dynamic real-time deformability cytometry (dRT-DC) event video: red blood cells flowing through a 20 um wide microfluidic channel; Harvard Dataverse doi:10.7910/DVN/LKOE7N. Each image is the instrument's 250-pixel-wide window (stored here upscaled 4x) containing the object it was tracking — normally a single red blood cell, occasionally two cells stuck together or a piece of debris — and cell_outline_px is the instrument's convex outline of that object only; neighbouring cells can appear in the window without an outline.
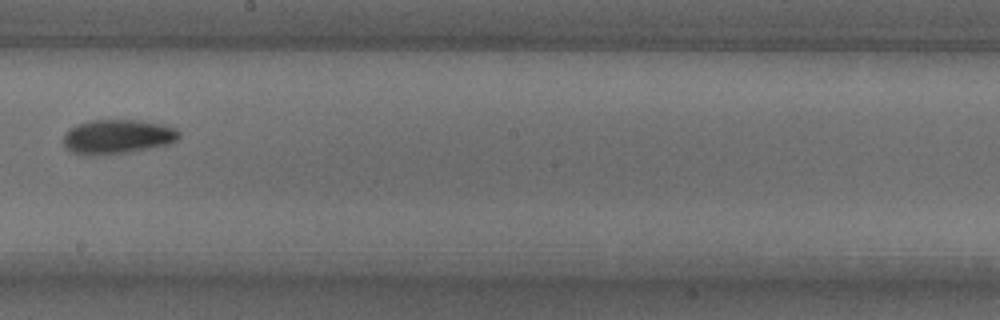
{"species": "common noctule bat (a hibernating species)", "species_latin": "Nyctalus noctula", "temperature_condition": "warm", "stored_images_in_passage": 8, "camera_frame_rate_fps": 3000, "um_per_image_px": 0.085, "animal": {"sex": "male", "body_mass_g": 18.8}, "frame": {"image": 1, "passage_image": 8, "time_ms": 8.667, "image_size_px": [1000, 320], "cell_outline_px": [[180, 136], [176, 140], [168, 144], [148, 148], [124, 152], [92, 156], [72, 152], [64, 144], [64, 132], [68, 128], [76, 124], [92, 120], [140, 120], [164, 124], [176, 128], [180, 132]], "centroid_in_image_um": [9.98, 11.6], "position_along_channel_um": 238.2, "area_um2": 23.12}}